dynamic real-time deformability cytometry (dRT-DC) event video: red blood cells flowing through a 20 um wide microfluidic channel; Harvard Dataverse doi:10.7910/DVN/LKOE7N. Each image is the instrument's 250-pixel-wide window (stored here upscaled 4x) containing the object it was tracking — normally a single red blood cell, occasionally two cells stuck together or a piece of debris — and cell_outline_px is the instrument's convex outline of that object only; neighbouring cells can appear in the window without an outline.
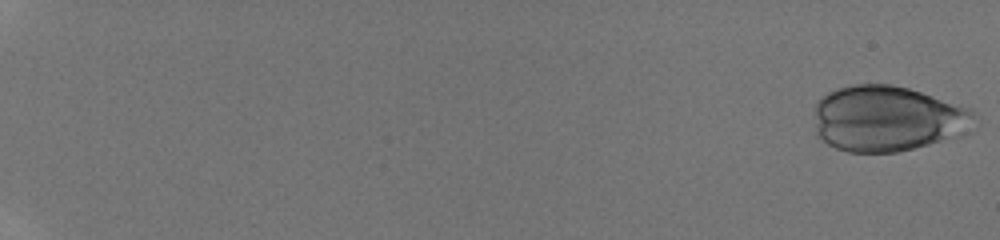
{"species": "human", "species_latin": "Homo sapiens", "temperature_condition": "room temperature", "stored_images_in_passage": 21, "camera_frame_rate_fps": 3000, "um_per_image_px": 0.085, "donor": {"sex": "male"}, "frame": {"image": 1, "passage_image": 1, "time_ms": 0.0, "image_size_px": [1000, 240], "cell_outline_px": [[980, 120], [940, 140], [928, 144], [896, 152], [848, 152], [836, 148], [828, 144], [816, 136], [816, 104], [820, 96], [836, 88], [852, 84], [892, 84], [908, 88], [972, 108], [976, 112]], "centroid_in_image_um": [75.37, 10.05], "position_along_channel_um": 9.6, "area_um2": 60.86}}